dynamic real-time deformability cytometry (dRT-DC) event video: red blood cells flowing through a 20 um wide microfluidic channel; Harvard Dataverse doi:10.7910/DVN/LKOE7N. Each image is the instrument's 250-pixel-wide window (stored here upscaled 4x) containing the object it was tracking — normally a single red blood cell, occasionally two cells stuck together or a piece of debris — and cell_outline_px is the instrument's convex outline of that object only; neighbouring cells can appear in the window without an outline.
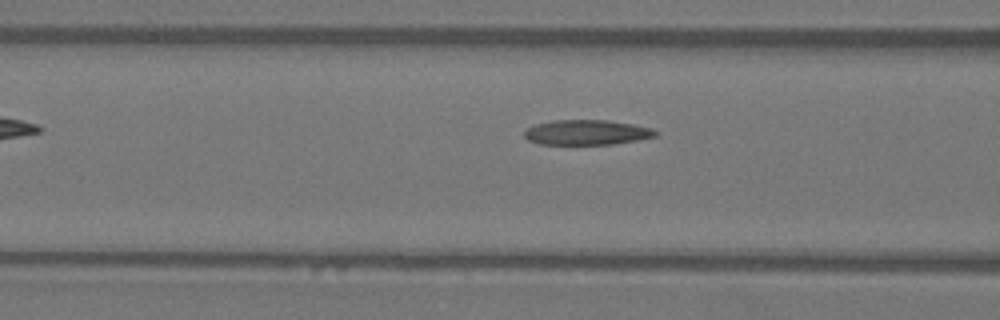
{"species": "Egyptian fruit bat (a non-hibernating species)", "species_latin": "Rousettus aegyptiacus", "temperature_condition": "warm", "stored_images_in_passage": 8, "camera_frame_rate_fps": 3000, "um_per_image_px": 0.085, "animal": {"sex": "female"}, "frame": {"image": 1, "passage_image": 6, "time_ms": 1.667, "image_size_px": [1000, 320], "cell_outline_px": [[656, 136], [636, 140], [612, 144], [540, 144], [528, 140], [524, 136], [524, 132], [528, 128], [536, 124], [552, 120], [608, 120], [632, 124], [652, 128], [656, 132]], "centroid_in_image_um": [49.85, 11.25], "position_along_channel_um": 116.8, "area_um2": 18.96}}